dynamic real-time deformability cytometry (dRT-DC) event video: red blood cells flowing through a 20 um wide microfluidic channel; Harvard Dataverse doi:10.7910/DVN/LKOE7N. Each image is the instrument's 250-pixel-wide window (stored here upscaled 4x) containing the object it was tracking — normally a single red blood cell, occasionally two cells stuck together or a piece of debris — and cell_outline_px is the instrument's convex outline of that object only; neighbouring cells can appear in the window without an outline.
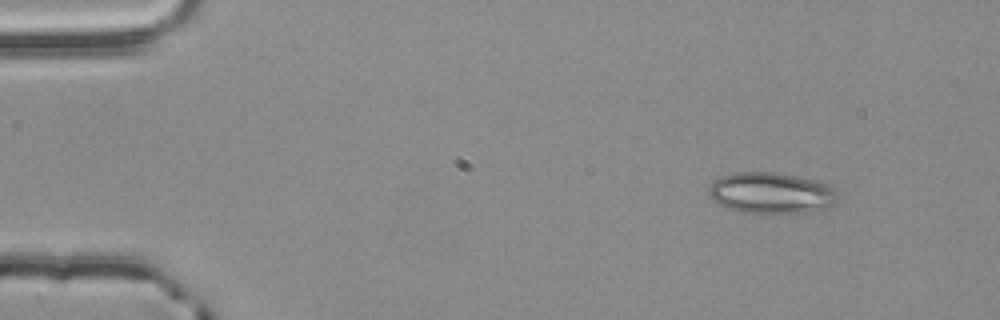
{"species": "common noctule bat (a hibernating species)", "species_latin": "Nyctalus noctula", "temperature_condition": "room temperature", "stored_images_in_passage": 3, "camera_frame_rate_fps": 3000, "um_per_image_px": 0.085, "animal": {"sex": "male", "body_mass_g": 20.4}, "frame": {"image": 1, "passage_image": 1, "time_ms": 0.0, "image_size_px": [1000, 320], "cell_outline_px": [[840, 196], [832, 204], [824, 208], [812, 212], [740, 212], [728, 208], [712, 200], [708, 192], [708, 188], [712, 180], [720, 176], [736, 172], [776, 172], [816, 180], [828, 184]], "centroid_in_image_um": [65.52, 16.38], "position_along_channel_um": 19.5, "area_um2": 30.87}}